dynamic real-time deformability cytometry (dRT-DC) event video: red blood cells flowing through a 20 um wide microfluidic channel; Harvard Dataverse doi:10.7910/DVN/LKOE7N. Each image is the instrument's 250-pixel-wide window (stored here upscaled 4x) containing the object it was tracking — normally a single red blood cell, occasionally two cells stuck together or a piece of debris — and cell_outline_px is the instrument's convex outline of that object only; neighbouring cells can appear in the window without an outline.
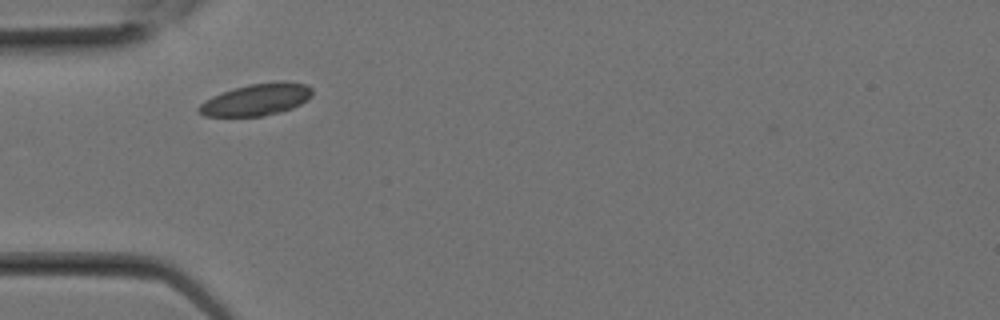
{"species": "Egyptian fruit bat (a non-hibernating species)", "species_latin": "Rousettus aegyptiacus", "temperature_condition": "room temperature", "stored_images_in_passage": 2, "camera_frame_rate_fps": 3000, "um_per_image_px": 0.085, "animal": {"sex": "female"}, "frame": {"image": 1, "passage_image": 2, "time_ms": 0.333, "image_size_px": [1000, 320], "cell_outline_px": [[312, 96], [308, 100], [292, 108], [280, 112], [264, 116], [204, 116], [196, 108], [204, 100], [212, 96], [248, 84], [280, 80], [304, 84], [312, 88]], "centroid_in_image_um": [21.82, 8.46], "position_along_channel_um": 63.2, "area_um2": 21.1}}